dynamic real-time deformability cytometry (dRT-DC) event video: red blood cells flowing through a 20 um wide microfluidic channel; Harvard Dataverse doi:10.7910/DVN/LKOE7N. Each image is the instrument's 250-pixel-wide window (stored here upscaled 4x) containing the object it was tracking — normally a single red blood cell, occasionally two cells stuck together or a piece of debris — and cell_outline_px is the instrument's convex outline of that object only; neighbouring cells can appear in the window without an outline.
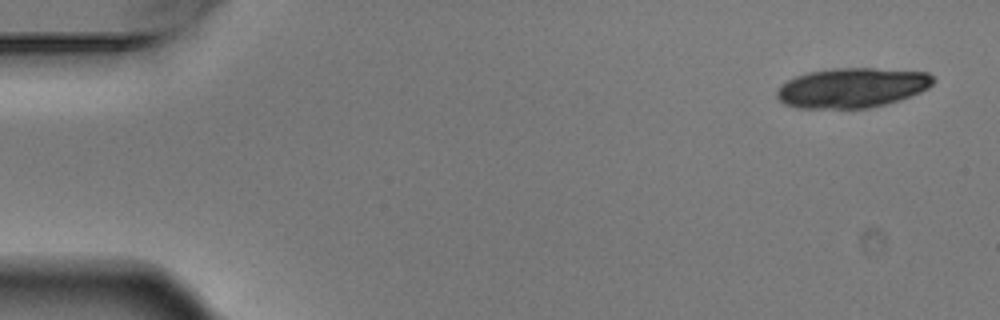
{"species": "Egyptian fruit bat (a non-hibernating species)", "species_latin": "Rousettus aegyptiacus", "temperature_condition": "warm", "stored_images_in_passage": 4, "camera_frame_rate_fps": 3000, "um_per_image_px": 0.085, "animal": {"sex": "male"}, "frame": {"image": 1, "passage_image": 1, "time_ms": 0.0, "image_size_px": [1000, 320], "cell_outline_px": [[936, 80], [928, 88], [920, 92], [900, 100], [868, 108], [796, 108], [784, 104], [776, 96], [776, 92], [788, 80], [796, 76], [808, 72], [832, 68], [872, 68], [928, 72]], "centroid_in_image_um": [72.44, 7.46], "position_along_channel_um": 12.6, "area_um2": 36.24}}